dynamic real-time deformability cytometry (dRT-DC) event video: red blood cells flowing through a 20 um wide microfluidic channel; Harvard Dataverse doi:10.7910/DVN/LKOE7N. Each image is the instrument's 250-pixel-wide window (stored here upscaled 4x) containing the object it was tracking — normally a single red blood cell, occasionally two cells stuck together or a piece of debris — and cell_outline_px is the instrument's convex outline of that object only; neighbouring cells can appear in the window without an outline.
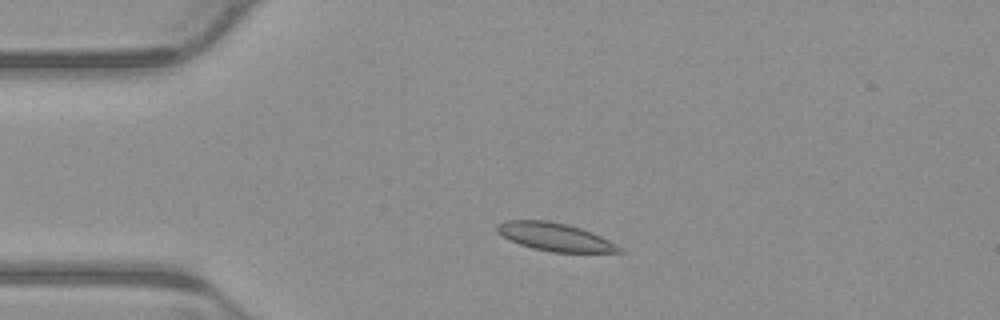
{"species": "common noctule bat (a hibernating species)", "species_latin": "Nyctalus noctula", "temperature_condition": "warm", "stored_images_in_passage": 3, "camera_frame_rate_fps": 3000, "um_per_image_px": 0.085, "animal": {"sex": "male", "body_mass_g": 23.1, "forearm_length_mm": 52.7}, "frame": {"image": 1, "passage_image": 2, "time_ms": 0.333, "image_size_px": [1000, 320], "cell_outline_px": [[624, 252], [552, 252], [532, 248], [520, 244], [496, 232], [496, 224], [504, 220], [548, 220], [568, 224], [592, 232], [624, 248]], "centroid_in_image_um": [47.17, 20.13], "position_along_channel_um": 37.8, "area_um2": 19.94}}